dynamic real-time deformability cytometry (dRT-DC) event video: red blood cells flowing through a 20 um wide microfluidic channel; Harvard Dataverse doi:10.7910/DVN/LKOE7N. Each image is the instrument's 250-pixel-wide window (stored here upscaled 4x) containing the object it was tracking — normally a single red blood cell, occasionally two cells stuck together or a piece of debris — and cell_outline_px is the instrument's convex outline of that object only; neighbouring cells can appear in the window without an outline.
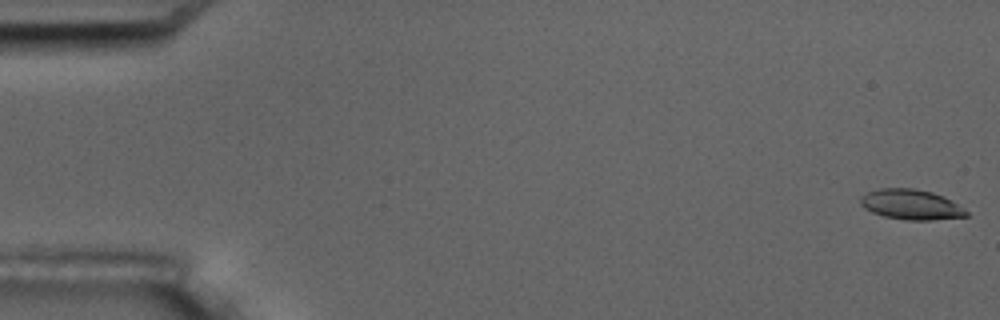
{"species": "common noctule bat (a hibernating species)", "species_latin": "Nyctalus noctula", "temperature_condition": "room temperature", "stored_images_in_passage": 4, "camera_frame_rate_fps": 3000, "um_per_image_px": 0.085, "animal": {"sex": "male", "body_mass_g": 17.5, "forearm_length_mm": 52.3}, "frame": {"image": 1, "passage_image": 1, "time_ms": 0.0, "image_size_px": [1000, 320], "cell_outline_px": [[968, 216], [932, 220], [904, 220], [884, 216], [872, 212], [864, 208], [860, 204], [860, 196], [868, 192], [880, 188], [912, 188], [932, 192], [944, 196], [952, 200], [964, 208], [968, 212]], "centroid_in_image_um": [77.44, 17.38], "position_along_channel_um": 7.6, "area_um2": 18.73}}
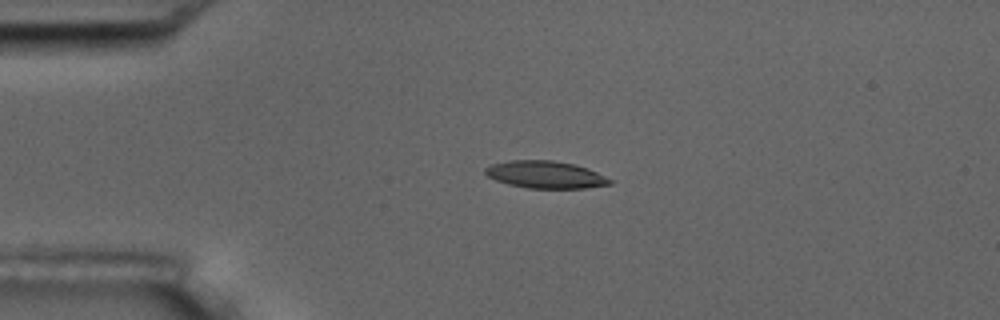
{"frame": {"image": 2, "passage_image": 4, "time_ms": 4.0, "image_size_px": [1000, 320], "cell_outline_px": [[616, 180], [612, 184], [584, 188], [528, 188], [508, 184], [496, 180], [488, 176], [484, 172], [484, 168], [492, 164], [512, 160], [552, 160], [572, 164], [596, 172]], "centroid_in_image_um": [46.38, 14.85], "position_along_channel_um": 38.6, "area_um2": 19.71}}